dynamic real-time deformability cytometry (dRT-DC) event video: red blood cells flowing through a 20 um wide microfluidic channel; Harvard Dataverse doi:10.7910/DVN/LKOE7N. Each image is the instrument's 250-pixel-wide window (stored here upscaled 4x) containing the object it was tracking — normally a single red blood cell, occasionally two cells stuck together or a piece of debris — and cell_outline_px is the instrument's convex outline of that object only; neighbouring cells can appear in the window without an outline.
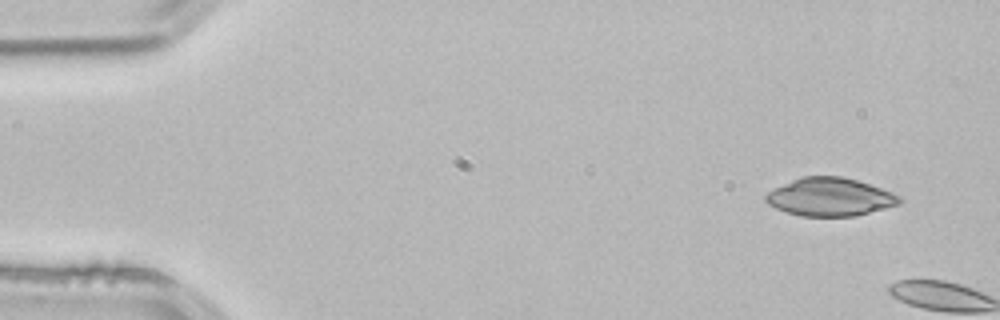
{"species": "common noctule bat (a hibernating species)", "species_latin": "Nyctalus noctula", "temperature_condition": "room temperature", "stored_images_in_passage": 4, "camera_frame_rate_fps": 3000, "um_per_image_px": 0.085, "animal": {"sex": "male", "body_mass_g": 21.5, "forearm_length_mm": 52.0}, "frame": {"image": 1, "passage_image": 1, "time_ms": 0.0, "image_size_px": [1000, 320], "cell_outline_px": [[904, 200], [900, 204], [856, 216], [800, 216], [776, 208], [768, 204], [764, 200], [764, 196], [768, 192], [800, 176], [844, 176], [892, 192], [900, 196]], "centroid_in_image_um": [70.56, 16.74], "position_along_channel_um": 14.4, "area_um2": 29.65}}